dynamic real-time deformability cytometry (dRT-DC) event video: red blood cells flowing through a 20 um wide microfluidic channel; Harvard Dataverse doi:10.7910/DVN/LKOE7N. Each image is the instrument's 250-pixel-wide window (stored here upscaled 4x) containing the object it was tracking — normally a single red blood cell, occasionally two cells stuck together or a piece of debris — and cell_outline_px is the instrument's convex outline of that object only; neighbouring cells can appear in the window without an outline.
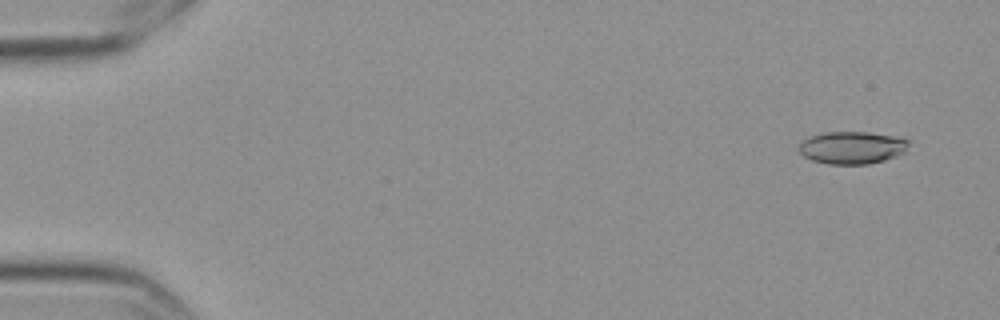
{"species": "Egyptian fruit bat (a non-hibernating species)", "species_latin": "Rousettus aegyptiacus", "temperature_condition": "cold", "stored_images_in_passage": 7, "camera_frame_rate_fps": 3000, "um_per_image_px": 0.085, "frame": {"image": 1, "passage_image": 1, "time_ms": 0.0, "image_size_px": [1000, 320], "cell_outline_px": [[912, 140], [908, 152], [884, 160], [868, 164], [828, 164], [812, 160], [804, 156], [796, 148], [804, 140], [812, 136], [824, 132], [868, 132], [892, 136]], "centroid_in_image_um": [72.48, 12.55], "position_along_channel_um": 12.5, "area_um2": 20.98}}
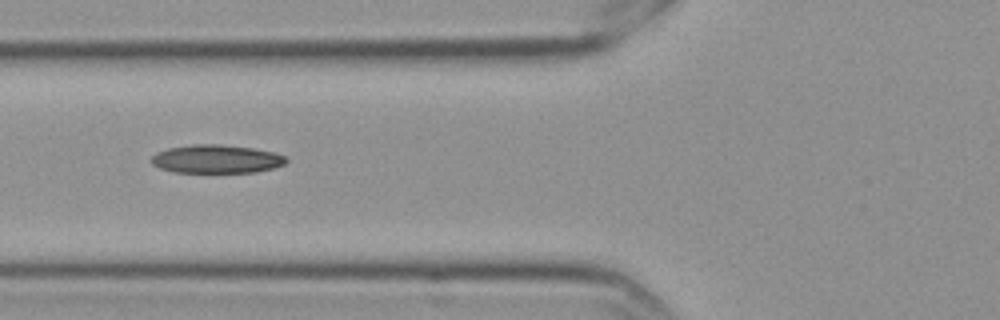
{"frame": {"image": 2, "passage_image": 6, "time_ms": 1.667, "image_size_px": [1000, 320], "cell_outline_px": [[288, 160], [284, 164], [276, 168], [256, 172], [172, 172], [160, 168], [152, 164], [152, 156], [156, 152], [168, 148], [192, 144], [220, 144], [252, 148], [276, 152], [284, 156]], "centroid_in_image_um": [18.41, 13.51], "position_along_channel_um": 107.4, "area_um2": 22.43}}
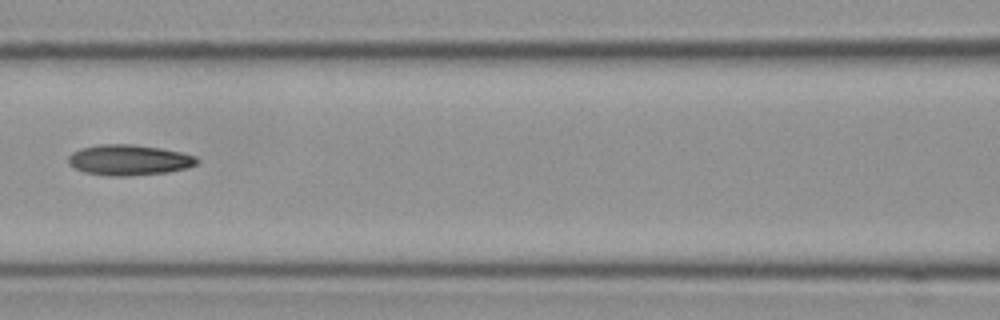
{"frame": {"image": 3, "passage_image": 7, "time_ms": 2.0, "image_size_px": [1000, 320], "cell_outline_px": [[200, 160], [196, 164], [188, 168], [168, 172], [128, 176], [108, 176], [84, 172], [68, 164], [68, 156], [72, 152], [80, 148], [96, 144], [132, 144], [160, 148], [180, 152], [196, 156]], "centroid_in_image_um": [10.95, 13.6], "position_along_channel_um": 155.6, "area_um2": 23.12}}